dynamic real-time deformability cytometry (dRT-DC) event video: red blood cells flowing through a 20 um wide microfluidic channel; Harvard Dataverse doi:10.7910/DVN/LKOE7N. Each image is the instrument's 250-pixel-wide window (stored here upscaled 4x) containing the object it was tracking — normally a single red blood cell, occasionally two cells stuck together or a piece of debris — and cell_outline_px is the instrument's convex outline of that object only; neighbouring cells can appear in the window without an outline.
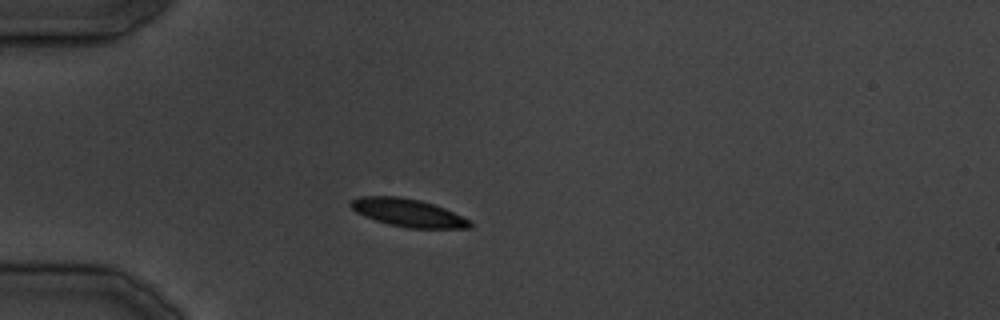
{"species": "common noctule bat (a hibernating species)", "species_latin": "Nyctalus noctula", "temperature_condition": "cold", "stored_images_in_passage": 10, "camera_frame_rate_fps": 3000, "um_per_image_px": 0.085, "animal": {"sex": "male", "body_mass_g": 19.5, "forearm_length_mm": 54.6}, "frame": {"image": 1, "passage_image": 2, "time_ms": 1.333, "image_size_px": [1000, 320], "cell_outline_px": [[472, 228], [408, 228], [388, 224], [364, 216], [356, 212], [348, 204], [352, 200], [360, 196], [400, 196], [420, 200], [444, 208], [472, 220]], "centroid_in_image_um": [34.69, 18.08], "position_along_channel_um": 50.3, "area_um2": 19.42}}
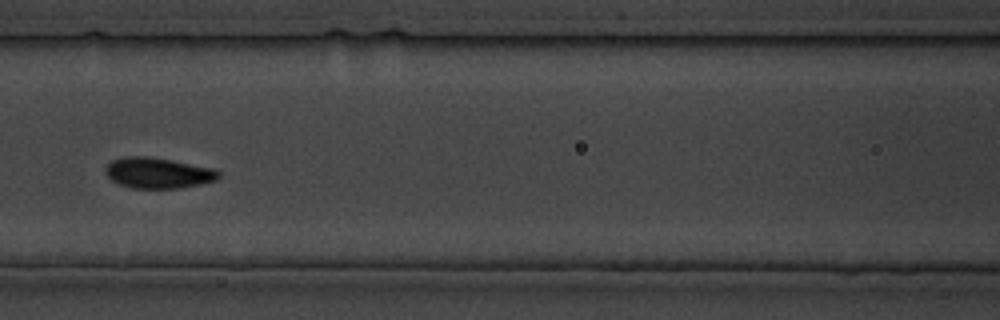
{"frame": {"image": 2, "passage_image": 9, "time_ms": 9.333, "image_size_px": [1000, 320], "cell_outline_px": [[220, 176], [216, 180], [200, 184], [180, 188], [132, 188], [120, 184], [112, 180], [104, 172], [104, 168], [112, 160], [124, 156], [148, 156], [212, 168], [220, 172]], "centroid_in_image_um": [13.4, 14.7], "position_along_channel_um": 153.2, "area_um2": 20.11}}